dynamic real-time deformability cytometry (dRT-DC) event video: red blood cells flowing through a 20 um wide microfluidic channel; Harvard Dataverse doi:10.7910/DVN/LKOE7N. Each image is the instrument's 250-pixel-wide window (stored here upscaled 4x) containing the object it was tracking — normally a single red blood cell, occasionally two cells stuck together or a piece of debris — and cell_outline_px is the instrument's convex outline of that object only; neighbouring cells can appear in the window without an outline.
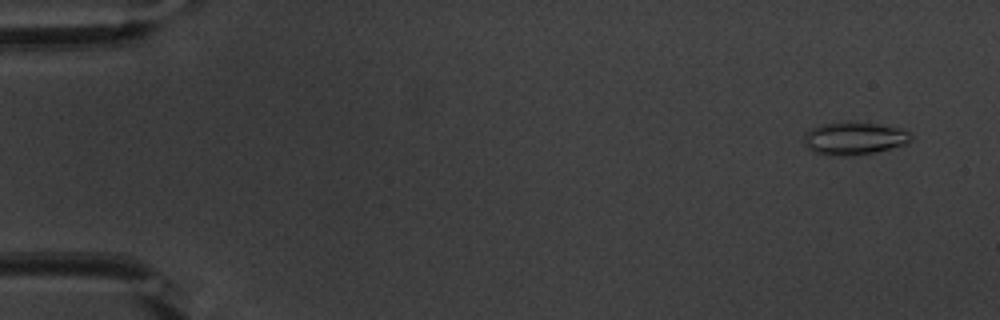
{"species": "common noctule bat (a hibernating species)", "species_latin": "Nyctalus noctula", "temperature_condition": "warm", "stored_images_in_passage": 54, "camera_frame_rate_fps": 3000, "um_per_image_px": 0.085, "animal": {"sex": "male", "body_mass_g": 20.1, "forearm_length_mm": 53.5}, "frame": {"image": 1, "passage_image": 4, "time_ms": 1.0, "image_size_px": [1000, 320], "cell_outline_px": [[912, 140], [908, 144], [872, 152], [852, 156], [828, 156], [816, 152], [808, 148], [804, 144], [804, 132], [820, 124], [848, 120], [876, 124], [900, 128], [912, 132]], "centroid_in_image_um": [72.6, 11.74], "position_along_channel_um": 12.4, "area_um2": 20.87}}
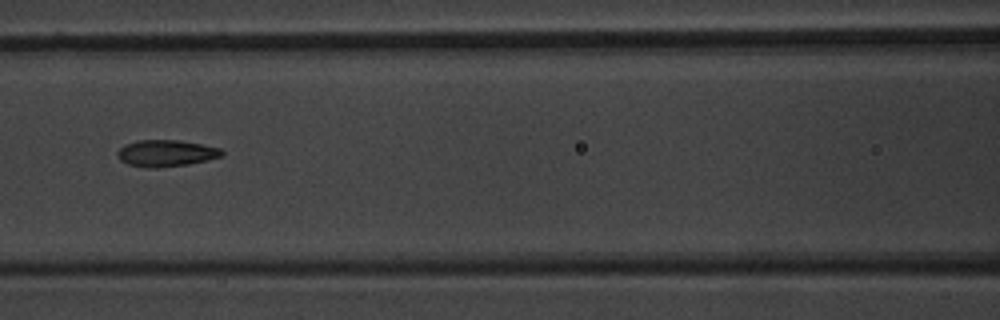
{"frame": {"image": 2, "passage_image": 25, "time_ms": 8.0, "image_size_px": [1000, 320], "cell_outline_px": [[224, 156], [208, 160], [188, 164], [156, 168], [148, 168], [128, 164], [120, 160], [116, 152], [124, 144], [140, 140], [180, 140], [220, 148], [224, 152]], "centroid_in_image_um": [14.12, 13.02], "position_along_channel_um": 152.5, "area_um2": 16.24}}
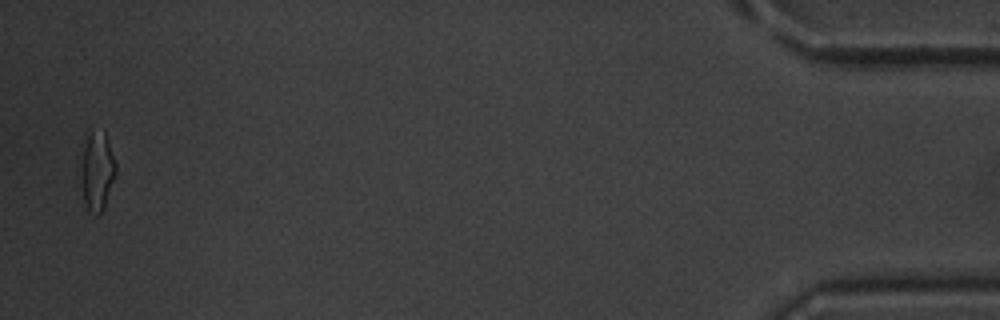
{"frame": {"image": 3, "passage_image": 53, "time_ms": 17.333, "image_size_px": [1000, 320], "cell_outline_px": [[116, 176], [104, 208], [96, 216], [88, 212], [84, 200], [84, 132], [104, 132], [116, 160]], "centroid_in_image_um": [8.32, 14.55], "position_along_channel_um": 426.9, "area_um2": 15.49}, "authors_computed_cell_mechanics": {"area_um2": 16.184, "velocity_mm_per_s": 3.8548, "shape_relaxation_time_tau1_ms": 4.0444, "shape_relaxation_time_tau2_ms": 2.5909, "deformation_change_tau1": 0.1492, "deformation_change_tau2": 0.0918}}